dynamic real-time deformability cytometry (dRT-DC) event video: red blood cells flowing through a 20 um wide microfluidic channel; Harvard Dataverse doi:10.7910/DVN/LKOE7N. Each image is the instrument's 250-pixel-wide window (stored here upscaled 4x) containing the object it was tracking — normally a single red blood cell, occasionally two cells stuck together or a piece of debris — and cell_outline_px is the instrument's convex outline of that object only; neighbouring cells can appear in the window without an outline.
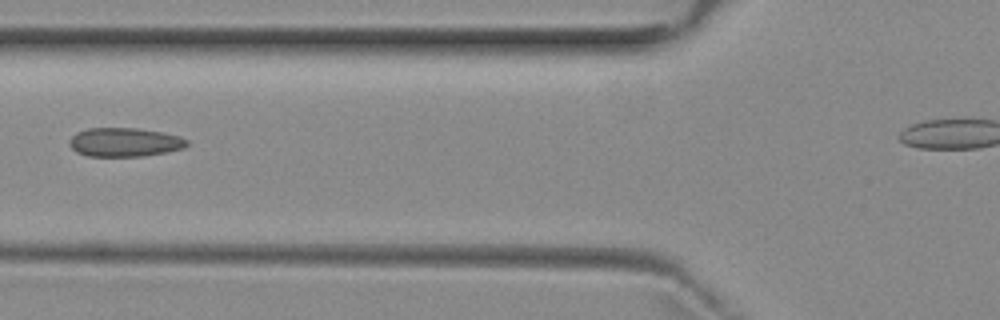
{"species": "common noctule bat (a hibernating species)", "species_latin": "Nyctalus noctula", "temperature_condition": "room temperature", "stored_images_in_passage": 3, "camera_frame_rate_fps": 3000, "um_per_image_px": 0.085, "animal": {"sex": "female", "body_mass_g": 29.2, "forearm_length_mm": 56.3}, "frame": {"image": 1, "passage_image": 3, "time_ms": 2.0, "image_size_px": [1000, 320], "cell_outline_px": [[188, 144], [184, 148], [168, 152], [144, 156], [88, 156], [76, 152], [68, 144], [68, 140], [76, 132], [88, 128], [136, 128], [164, 132], [180, 136], [188, 140]], "centroid_in_image_um": [10.59, 12.08], "position_along_channel_um": 115.2, "area_um2": 20.0}}